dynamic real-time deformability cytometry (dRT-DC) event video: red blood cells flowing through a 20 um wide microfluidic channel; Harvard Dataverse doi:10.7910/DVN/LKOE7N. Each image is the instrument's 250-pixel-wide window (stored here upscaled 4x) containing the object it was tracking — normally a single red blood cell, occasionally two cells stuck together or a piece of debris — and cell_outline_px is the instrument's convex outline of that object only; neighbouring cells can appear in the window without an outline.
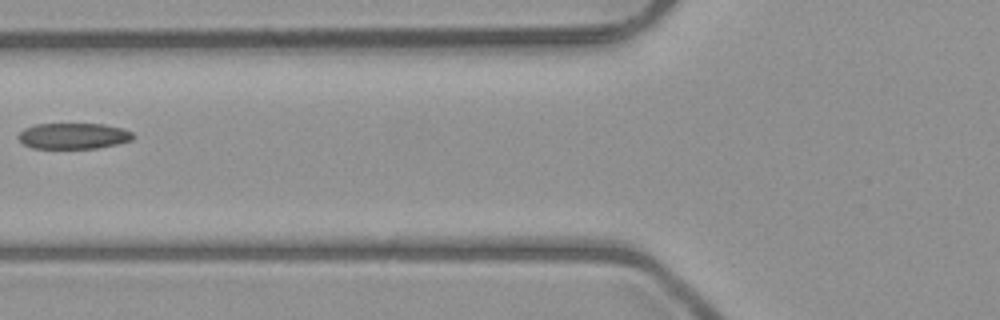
{"species": "common noctule bat (a hibernating species)", "species_latin": "Nyctalus noctula", "temperature_condition": "room temperature", "stored_images_in_passage": 6, "camera_frame_rate_fps": 3000, "um_per_image_px": 0.085, "animal": {"sex": "male", "body_mass_g": 23.1, "forearm_length_mm": 52.7}, "frame": {"image": 1, "passage_image": 6, "time_ms": 5.667, "image_size_px": [1000, 320], "cell_outline_px": [[136, 136], [132, 140], [116, 144], [96, 148], [32, 148], [24, 144], [16, 136], [24, 128], [36, 124], [104, 124], [124, 128], [132, 132]], "centroid_in_image_um": [6.26, 11.55], "position_along_channel_um": 119.5, "area_um2": 17.4}}